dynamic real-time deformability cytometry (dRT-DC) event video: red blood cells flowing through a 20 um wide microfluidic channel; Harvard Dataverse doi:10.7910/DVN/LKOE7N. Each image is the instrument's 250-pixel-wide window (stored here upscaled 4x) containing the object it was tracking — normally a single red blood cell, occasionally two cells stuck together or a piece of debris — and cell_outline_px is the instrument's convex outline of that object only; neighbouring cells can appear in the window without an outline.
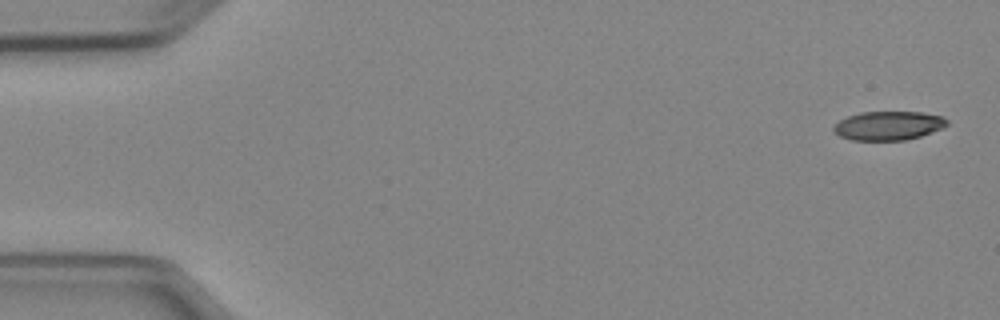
{"species": "Egyptian fruit bat (a non-hibernating species)", "species_latin": "Rousettus aegyptiacus", "temperature_condition": "cold", "stored_images_in_passage": 3, "camera_frame_rate_fps": 3000, "um_per_image_px": 0.085, "animal": {"sex": "female"}, "frame": {"image": 1, "passage_image": 1, "time_ms": 0.0, "image_size_px": [1000, 320], "cell_outline_px": [[948, 124], [944, 128], [920, 136], [904, 140], [852, 140], [840, 136], [832, 128], [840, 120], [848, 116], [860, 112], [920, 112], [944, 116], [948, 120]], "centroid_in_image_um": [75.55, 10.67], "position_along_channel_um": 9.4, "area_um2": 19.07}}